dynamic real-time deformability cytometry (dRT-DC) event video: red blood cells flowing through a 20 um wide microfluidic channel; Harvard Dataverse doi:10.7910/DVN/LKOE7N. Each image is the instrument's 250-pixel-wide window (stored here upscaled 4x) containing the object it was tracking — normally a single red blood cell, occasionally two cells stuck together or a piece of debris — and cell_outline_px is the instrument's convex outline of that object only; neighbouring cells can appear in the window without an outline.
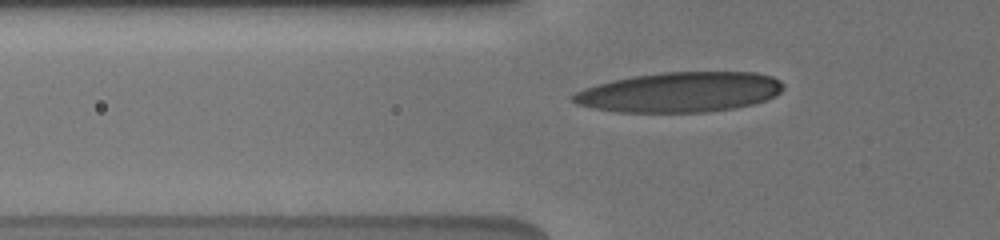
{"species": "human", "species_latin": "Homo sapiens", "temperature_condition": "cold", "stored_images_in_passage": 50, "camera_frame_rate_fps": 3000, "um_per_image_px": 0.085, "donor": {"sex": "male"}, "frame": {"image": 1, "passage_image": 2, "time_ms": 0.333, "image_size_px": [1000, 240], "cell_outline_px": [[784, 88], [776, 96], [768, 100], [736, 108], [708, 112], [616, 112], [576, 104], [568, 96], [584, 88], [612, 80], [632, 76], [664, 72], [756, 72], [772, 76], [780, 80], [784, 84]], "centroid_in_image_um": [57.82, 7.83], "position_along_channel_um": 68.0, "area_um2": 49.42}}
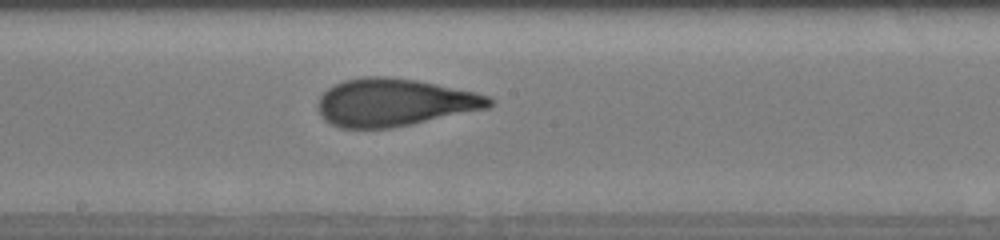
{"frame": {"image": 2, "passage_image": 18, "time_ms": 4.333, "image_size_px": [1000, 240], "cell_outline_px": [[496, 100], [488, 108], [392, 128], [340, 128], [324, 120], [316, 104], [320, 96], [328, 88], [344, 80], [364, 76], [384, 76], [416, 80], [476, 92], [488, 96]], "centroid_in_image_um": [33.51, 8.7], "position_along_channel_um": 214.7, "area_um2": 47.45}}
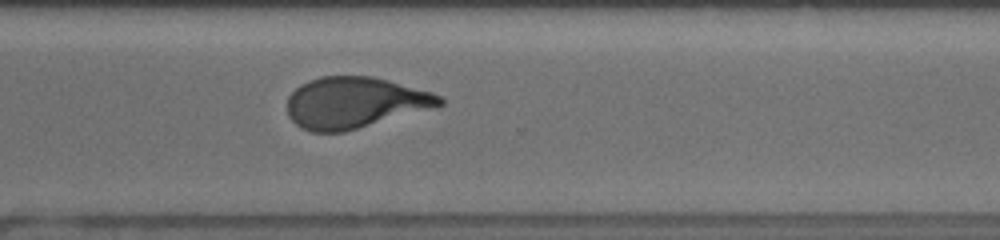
{"frame": {"image": 3, "passage_image": 32, "time_ms": 7.667, "image_size_px": [1000, 240], "cell_outline_px": [[444, 104], [436, 108], [344, 132], [312, 132], [300, 128], [288, 116], [288, 96], [300, 84], [308, 80], [320, 76], [372, 76], [388, 80], [432, 92], [440, 96], [444, 100]], "centroid_in_image_um": [30.16, 8.73], "position_along_channel_um": 340.4, "area_um2": 45.78}, "authors_computed_cell_mechanics": {"area_um2": 46.9625, "velocity_mm_per_s": 3.785, "shape_relaxation_time_tau1_ms": 4.986, "shape_relaxation_time_tau2_ms": 0.9836, "deformation_change_tau1": 0.2037, "deformation_change_tau2": 0.0842}}